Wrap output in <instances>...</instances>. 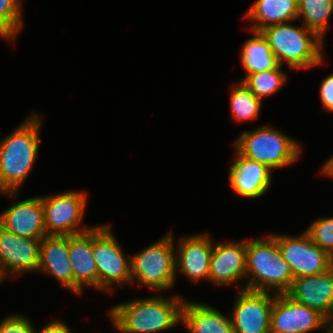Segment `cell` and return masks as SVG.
Returning <instances> with one entry per match:
<instances>
[{"label": "cell", "mask_w": 333, "mask_h": 333, "mask_svg": "<svg viewBox=\"0 0 333 333\" xmlns=\"http://www.w3.org/2000/svg\"><path fill=\"white\" fill-rule=\"evenodd\" d=\"M294 278L323 273L333 266V258L319 248L304 230L299 235L271 233Z\"/></svg>", "instance_id": "9c48e42d"}, {"label": "cell", "mask_w": 333, "mask_h": 333, "mask_svg": "<svg viewBox=\"0 0 333 333\" xmlns=\"http://www.w3.org/2000/svg\"><path fill=\"white\" fill-rule=\"evenodd\" d=\"M87 198L86 191L72 189L42 195L46 236H71L91 230L95 225L82 222L86 216Z\"/></svg>", "instance_id": "ba28073f"}, {"label": "cell", "mask_w": 333, "mask_h": 333, "mask_svg": "<svg viewBox=\"0 0 333 333\" xmlns=\"http://www.w3.org/2000/svg\"><path fill=\"white\" fill-rule=\"evenodd\" d=\"M209 233L184 235L175 248L176 278L178 274L194 283L208 281L213 250V240Z\"/></svg>", "instance_id": "4fadbf2b"}, {"label": "cell", "mask_w": 333, "mask_h": 333, "mask_svg": "<svg viewBox=\"0 0 333 333\" xmlns=\"http://www.w3.org/2000/svg\"><path fill=\"white\" fill-rule=\"evenodd\" d=\"M69 259L74 273V293L82 296L88 287L97 290V266L93 256V228L69 236Z\"/></svg>", "instance_id": "d6986e66"}, {"label": "cell", "mask_w": 333, "mask_h": 333, "mask_svg": "<svg viewBox=\"0 0 333 333\" xmlns=\"http://www.w3.org/2000/svg\"><path fill=\"white\" fill-rule=\"evenodd\" d=\"M244 18L249 19L250 31L259 32L263 28L298 21L297 0H256L247 10Z\"/></svg>", "instance_id": "44dd1931"}, {"label": "cell", "mask_w": 333, "mask_h": 333, "mask_svg": "<svg viewBox=\"0 0 333 333\" xmlns=\"http://www.w3.org/2000/svg\"><path fill=\"white\" fill-rule=\"evenodd\" d=\"M305 231L319 248L333 258V216L315 219Z\"/></svg>", "instance_id": "4316f807"}, {"label": "cell", "mask_w": 333, "mask_h": 333, "mask_svg": "<svg viewBox=\"0 0 333 333\" xmlns=\"http://www.w3.org/2000/svg\"><path fill=\"white\" fill-rule=\"evenodd\" d=\"M42 239L21 237L0 226V281L37 273Z\"/></svg>", "instance_id": "7c38bea8"}, {"label": "cell", "mask_w": 333, "mask_h": 333, "mask_svg": "<svg viewBox=\"0 0 333 333\" xmlns=\"http://www.w3.org/2000/svg\"><path fill=\"white\" fill-rule=\"evenodd\" d=\"M246 283L238 290L285 294L292 286L294 276L283 259L276 239L269 233L260 238L246 239Z\"/></svg>", "instance_id": "3957f363"}, {"label": "cell", "mask_w": 333, "mask_h": 333, "mask_svg": "<svg viewBox=\"0 0 333 333\" xmlns=\"http://www.w3.org/2000/svg\"><path fill=\"white\" fill-rule=\"evenodd\" d=\"M251 34L254 37L247 39L240 51V61L246 75L276 68L279 63L272 53L268 41L260 32L251 31Z\"/></svg>", "instance_id": "7402d4cb"}, {"label": "cell", "mask_w": 333, "mask_h": 333, "mask_svg": "<svg viewBox=\"0 0 333 333\" xmlns=\"http://www.w3.org/2000/svg\"><path fill=\"white\" fill-rule=\"evenodd\" d=\"M246 240L213 244L208 282L214 286H228L245 281Z\"/></svg>", "instance_id": "5bb4252c"}, {"label": "cell", "mask_w": 333, "mask_h": 333, "mask_svg": "<svg viewBox=\"0 0 333 333\" xmlns=\"http://www.w3.org/2000/svg\"><path fill=\"white\" fill-rule=\"evenodd\" d=\"M234 152V161L228 170V184L235 194L254 200L265 195L272 184V170L263 163L247 159L235 149Z\"/></svg>", "instance_id": "9a60e30c"}, {"label": "cell", "mask_w": 333, "mask_h": 333, "mask_svg": "<svg viewBox=\"0 0 333 333\" xmlns=\"http://www.w3.org/2000/svg\"><path fill=\"white\" fill-rule=\"evenodd\" d=\"M173 231L137 253L131 254V285L155 293L167 292L177 282ZM161 291V292H160Z\"/></svg>", "instance_id": "8992f818"}, {"label": "cell", "mask_w": 333, "mask_h": 333, "mask_svg": "<svg viewBox=\"0 0 333 333\" xmlns=\"http://www.w3.org/2000/svg\"><path fill=\"white\" fill-rule=\"evenodd\" d=\"M326 333H333V313L327 318Z\"/></svg>", "instance_id": "1f68e13d"}, {"label": "cell", "mask_w": 333, "mask_h": 333, "mask_svg": "<svg viewBox=\"0 0 333 333\" xmlns=\"http://www.w3.org/2000/svg\"><path fill=\"white\" fill-rule=\"evenodd\" d=\"M298 21L314 31L322 40L333 14V0H297Z\"/></svg>", "instance_id": "603a6c76"}, {"label": "cell", "mask_w": 333, "mask_h": 333, "mask_svg": "<svg viewBox=\"0 0 333 333\" xmlns=\"http://www.w3.org/2000/svg\"><path fill=\"white\" fill-rule=\"evenodd\" d=\"M282 65L264 72L245 75L240 81L259 99L264 101L277 93L287 82V74Z\"/></svg>", "instance_id": "d4e9b609"}, {"label": "cell", "mask_w": 333, "mask_h": 333, "mask_svg": "<svg viewBox=\"0 0 333 333\" xmlns=\"http://www.w3.org/2000/svg\"><path fill=\"white\" fill-rule=\"evenodd\" d=\"M35 326L22 314L12 313L0 321V333H36Z\"/></svg>", "instance_id": "83f0119b"}, {"label": "cell", "mask_w": 333, "mask_h": 333, "mask_svg": "<svg viewBox=\"0 0 333 333\" xmlns=\"http://www.w3.org/2000/svg\"><path fill=\"white\" fill-rule=\"evenodd\" d=\"M327 318L285 294H274L270 333H326Z\"/></svg>", "instance_id": "30bf717a"}, {"label": "cell", "mask_w": 333, "mask_h": 333, "mask_svg": "<svg viewBox=\"0 0 333 333\" xmlns=\"http://www.w3.org/2000/svg\"><path fill=\"white\" fill-rule=\"evenodd\" d=\"M36 333H73L63 320H53L44 325Z\"/></svg>", "instance_id": "f546056e"}, {"label": "cell", "mask_w": 333, "mask_h": 333, "mask_svg": "<svg viewBox=\"0 0 333 333\" xmlns=\"http://www.w3.org/2000/svg\"><path fill=\"white\" fill-rule=\"evenodd\" d=\"M0 226L21 237L43 239L46 236L42 196L15 202L0 213Z\"/></svg>", "instance_id": "2e32d148"}, {"label": "cell", "mask_w": 333, "mask_h": 333, "mask_svg": "<svg viewBox=\"0 0 333 333\" xmlns=\"http://www.w3.org/2000/svg\"><path fill=\"white\" fill-rule=\"evenodd\" d=\"M232 145L242 156L263 163L272 171L292 165L302 154V146L294 137L269 124L244 130Z\"/></svg>", "instance_id": "5b68a950"}, {"label": "cell", "mask_w": 333, "mask_h": 333, "mask_svg": "<svg viewBox=\"0 0 333 333\" xmlns=\"http://www.w3.org/2000/svg\"><path fill=\"white\" fill-rule=\"evenodd\" d=\"M293 22L270 25L259 32L268 41L279 65L286 62L290 70L319 66L324 62L325 40L303 23L298 26Z\"/></svg>", "instance_id": "277c9868"}, {"label": "cell", "mask_w": 333, "mask_h": 333, "mask_svg": "<svg viewBox=\"0 0 333 333\" xmlns=\"http://www.w3.org/2000/svg\"><path fill=\"white\" fill-rule=\"evenodd\" d=\"M229 98L231 116L236 123L250 122L258 118L263 102L241 81L232 85Z\"/></svg>", "instance_id": "cb8c5ba5"}, {"label": "cell", "mask_w": 333, "mask_h": 333, "mask_svg": "<svg viewBox=\"0 0 333 333\" xmlns=\"http://www.w3.org/2000/svg\"><path fill=\"white\" fill-rule=\"evenodd\" d=\"M286 294L328 318L333 313V266L320 274L294 278Z\"/></svg>", "instance_id": "e0dca14e"}, {"label": "cell", "mask_w": 333, "mask_h": 333, "mask_svg": "<svg viewBox=\"0 0 333 333\" xmlns=\"http://www.w3.org/2000/svg\"><path fill=\"white\" fill-rule=\"evenodd\" d=\"M41 116L31 112L17 128L0 139V195L13 201L37 161Z\"/></svg>", "instance_id": "6da1fadb"}, {"label": "cell", "mask_w": 333, "mask_h": 333, "mask_svg": "<svg viewBox=\"0 0 333 333\" xmlns=\"http://www.w3.org/2000/svg\"><path fill=\"white\" fill-rule=\"evenodd\" d=\"M108 225L93 227V256L97 266V290L113 294L122 285L131 286V256H125Z\"/></svg>", "instance_id": "52a82bcc"}, {"label": "cell", "mask_w": 333, "mask_h": 333, "mask_svg": "<svg viewBox=\"0 0 333 333\" xmlns=\"http://www.w3.org/2000/svg\"><path fill=\"white\" fill-rule=\"evenodd\" d=\"M160 294L118 303L107 311V318L121 333H159L179 326L185 299Z\"/></svg>", "instance_id": "7a4b0ae2"}, {"label": "cell", "mask_w": 333, "mask_h": 333, "mask_svg": "<svg viewBox=\"0 0 333 333\" xmlns=\"http://www.w3.org/2000/svg\"><path fill=\"white\" fill-rule=\"evenodd\" d=\"M52 275L74 293V273L69 259V236H45L40 244L37 273Z\"/></svg>", "instance_id": "ac0fdd59"}, {"label": "cell", "mask_w": 333, "mask_h": 333, "mask_svg": "<svg viewBox=\"0 0 333 333\" xmlns=\"http://www.w3.org/2000/svg\"><path fill=\"white\" fill-rule=\"evenodd\" d=\"M23 0H0V27L15 42L23 29Z\"/></svg>", "instance_id": "484cf974"}, {"label": "cell", "mask_w": 333, "mask_h": 333, "mask_svg": "<svg viewBox=\"0 0 333 333\" xmlns=\"http://www.w3.org/2000/svg\"><path fill=\"white\" fill-rule=\"evenodd\" d=\"M319 171L324 177L333 178V155L328 160L326 159Z\"/></svg>", "instance_id": "4dcf8cb0"}, {"label": "cell", "mask_w": 333, "mask_h": 333, "mask_svg": "<svg viewBox=\"0 0 333 333\" xmlns=\"http://www.w3.org/2000/svg\"><path fill=\"white\" fill-rule=\"evenodd\" d=\"M181 324L189 333H234L230 315L206 303L184 300Z\"/></svg>", "instance_id": "ffe728a7"}, {"label": "cell", "mask_w": 333, "mask_h": 333, "mask_svg": "<svg viewBox=\"0 0 333 333\" xmlns=\"http://www.w3.org/2000/svg\"><path fill=\"white\" fill-rule=\"evenodd\" d=\"M319 97L323 108L333 113V73L322 79L319 88Z\"/></svg>", "instance_id": "f1b7e54d"}, {"label": "cell", "mask_w": 333, "mask_h": 333, "mask_svg": "<svg viewBox=\"0 0 333 333\" xmlns=\"http://www.w3.org/2000/svg\"><path fill=\"white\" fill-rule=\"evenodd\" d=\"M0 38L8 42L15 43L1 27H0Z\"/></svg>", "instance_id": "d6a6232c"}, {"label": "cell", "mask_w": 333, "mask_h": 333, "mask_svg": "<svg viewBox=\"0 0 333 333\" xmlns=\"http://www.w3.org/2000/svg\"><path fill=\"white\" fill-rule=\"evenodd\" d=\"M230 318L234 333H270V315L274 293L237 290Z\"/></svg>", "instance_id": "8fae6325"}]
</instances>
